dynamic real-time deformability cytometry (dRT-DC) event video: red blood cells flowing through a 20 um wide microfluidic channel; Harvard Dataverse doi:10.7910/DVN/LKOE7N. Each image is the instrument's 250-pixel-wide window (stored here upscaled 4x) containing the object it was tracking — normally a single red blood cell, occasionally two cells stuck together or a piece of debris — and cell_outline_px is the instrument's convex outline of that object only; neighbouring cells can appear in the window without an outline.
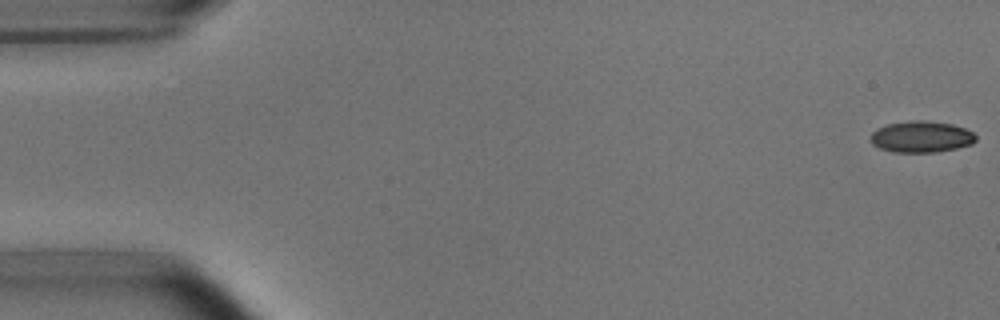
{"species": "common noctule bat (a hibernating species)", "species_latin": "Nyctalus noctula", "temperature_condition": "room temperature", "stored_images_in_passage": 35, "camera_frame_rate_fps": 3000, "um_per_image_px": 0.085, "animal": {"sex": "male", "body_mass_g": 15.6}, "frame": {"image": 1, "passage_image": 1, "time_ms": 0.0, "image_size_px": [1000, 320], "cell_outline_px": [[976, 140], [972, 144], [956, 148], [936, 152], [892, 152], [880, 148], [872, 144], [872, 132], [876, 128], [888, 124], [912, 120], [924, 120], [952, 124], [964, 128], [972, 132], [976, 136]], "centroid_in_image_um": [78.31, 11.62], "position_along_channel_um": 6.7, "area_um2": 19.19}}
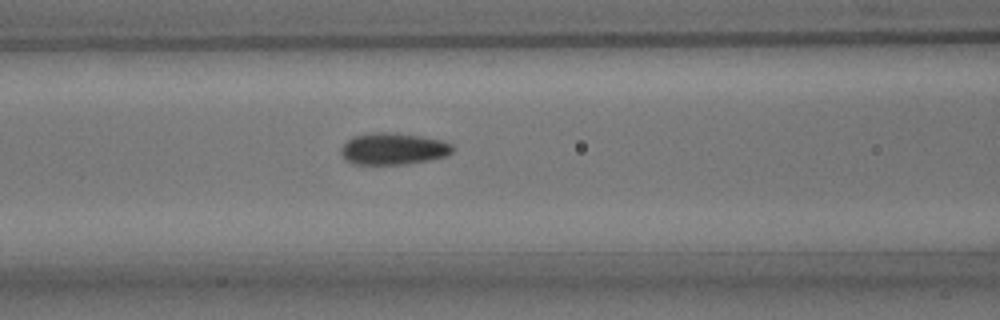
{"frame": {"image": 2, "passage_image": 22, "time_ms": 7.0, "image_size_px": [1000, 320], "cell_outline_px": [[452, 152], [448, 156], [428, 160], [404, 164], [352, 164], [344, 160], [340, 152], [340, 148], [352, 136], [368, 132], [392, 132], [420, 136], [440, 140], [452, 144]], "centroid_in_image_um": [33.37, 12.64], "position_along_channel_um": 133.2, "area_um2": 20.81}}
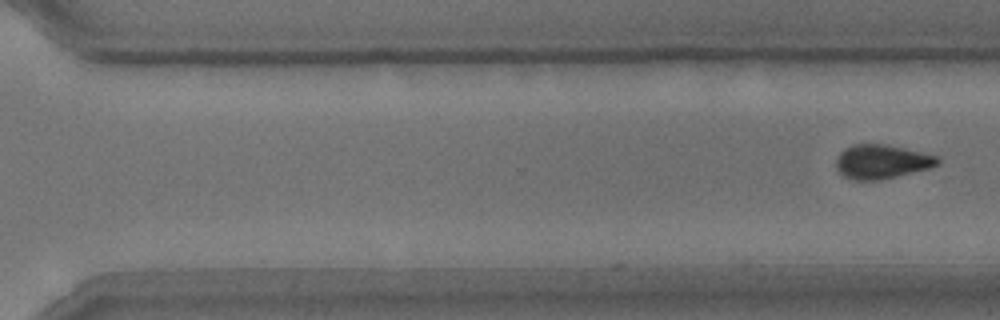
{"frame": {"image": 3, "passage_image": 35, "time_ms": 11.333, "image_size_px": [1000, 320], "cell_outline_px": [[940, 164], [932, 168], [880, 180], [852, 180], [844, 176], [836, 168], [836, 160], [840, 152], [856, 144], [884, 144], [904, 148], [936, 156], [940, 160]], "centroid_in_image_um": [74.96, 13.76], "position_along_channel_um": 295.6, "area_um2": 20.06}}